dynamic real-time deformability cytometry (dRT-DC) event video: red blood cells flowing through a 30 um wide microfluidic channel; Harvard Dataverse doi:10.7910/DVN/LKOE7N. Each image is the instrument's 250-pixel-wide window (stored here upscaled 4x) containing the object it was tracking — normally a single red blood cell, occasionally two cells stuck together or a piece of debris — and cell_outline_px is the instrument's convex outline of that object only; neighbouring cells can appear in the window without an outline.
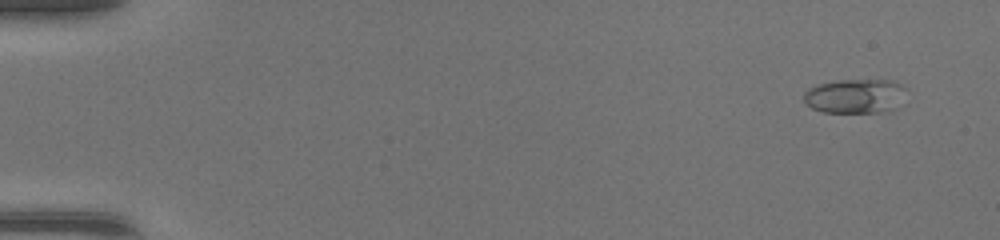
{"species": "common noctule bat (a hibernating species)", "species_latin": "Nyctalus noctula", "temperature_condition": "warm", "stored_images_in_passage": 49, "camera_frame_rate_fps": 3000, "um_per_image_px": 0.085, "animal": {"sex": "female", "body_mass_g": 17.0, "forearm_length_mm": 48.0}, "frame": {"image": 1, "passage_image": 4, "time_ms": 1.0, "image_size_px": [1000, 240], "cell_outline_px": [[908, 88], [880, 112], [824, 112], [812, 108], [804, 100], [804, 92], [808, 88], [816, 84], [836, 80], [892, 80]], "centroid_in_image_um": [72.52, 8.12], "position_along_channel_um": 12.5, "area_um2": 19.59}}
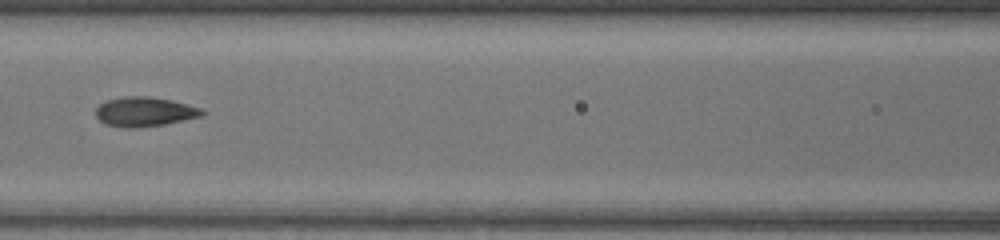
{"frame": {"image": 2, "passage_image": 24, "time_ms": 7.667, "image_size_px": [1000, 240], "cell_outline_px": [[204, 112], [200, 116], [164, 124], [136, 128], [124, 128], [108, 124], [100, 120], [96, 116], [96, 108], [100, 104], [108, 100], [124, 96], [148, 96], [172, 100], [200, 108]], "centroid_in_image_um": [12.26, 9.49], "position_along_channel_um": 154.3, "area_um2": 17.98}}
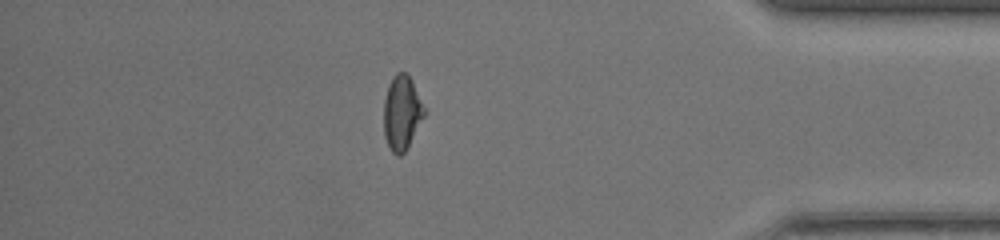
{"frame": {"image": 3, "passage_image": 43, "time_ms": 14.0, "image_size_px": [1000, 240], "cell_outline_px": [[424, 116], [408, 148], [400, 156], [396, 156], [392, 152], [384, 136], [384, 100], [388, 84], [392, 76], [396, 72], [404, 72], [408, 76], [424, 108]], "centroid_in_image_um": [34.12, 9.62], "position_along_channel_um": 401.1, "area_um2": 17.28}, "authors_computed_cell_mechanics": {"area_um2": 17.7446, "velocity_mm_per_s": 4.4067, "shape_relaxation_time_tau1_ms": 3.4212, "shape_relaxation_time_tau2_ms": 1.1113, "deformation_change_tau1": 0.1561, "deformation_change_tau2": 0.0684}}